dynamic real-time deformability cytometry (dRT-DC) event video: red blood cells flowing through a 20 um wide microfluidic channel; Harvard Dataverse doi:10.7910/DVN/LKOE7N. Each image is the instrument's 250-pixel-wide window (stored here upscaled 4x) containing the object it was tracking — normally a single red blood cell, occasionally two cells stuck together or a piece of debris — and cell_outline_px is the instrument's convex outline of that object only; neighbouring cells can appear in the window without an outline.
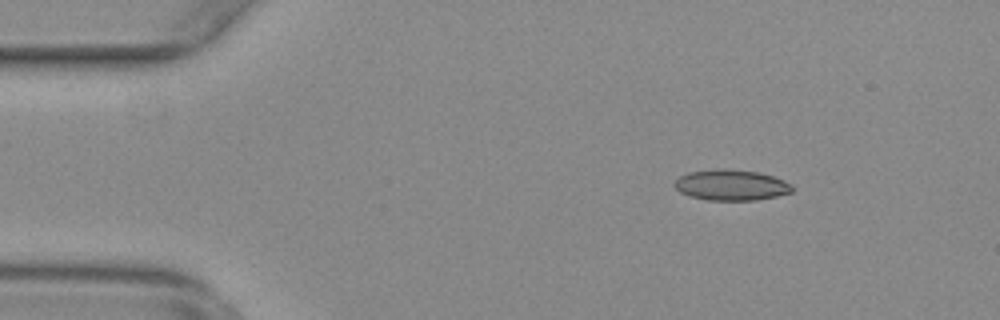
{"species": "common noctule bat (a hibernating species)", "species_latin": "Nyctalus noctula", "temperature_condition": "warm", "stored_images_in_passage": 50, "camera_frame_rate_fps": 3000, "um_per_image_px": 0.085, "animal": {"sex": "female", "body_mass_g": 29.2, "forearm_length_mm": 56.3}, "frame": {"image": 1, "passage_image": 3, "time_ms": 0.667, "image_size_px": [1000, 320], "cell_outline_px": [[792, 192], [776, 196], [756, 200], [708, 200], [688, 196], [680, 192], [672, 184], [680, 176], [688, 172], [760, 172], [784, 180], [792, 184]], "centroid_in_image_um": [62.17, 15.79], "position_along_channel_um": 22.8, "area_um2": 20.11}}
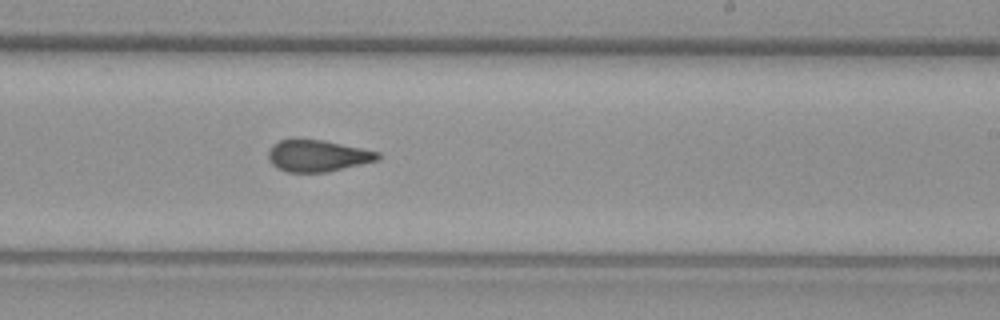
{"frame": {"image": 2, "passage_image": 28, "time_ms": 9.0, "image_size_px": [1000, 320], "cell_outline_px": [[380, 160], [328, 172], [288, 172], [276, 168], [268, 160], [268, 152], [272, 144], [280, 140], [292, 136], [324, 140], [380, 152]], "centroid_in_image_um": [26.95, 13.21], "position_along_channel_um": 262.0, "area_um2": 20.87}}
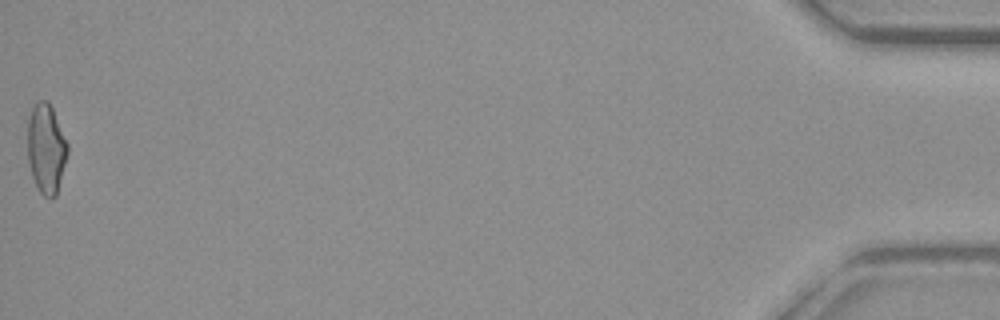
{"frame": {"image": 3, "passage_image": 50, "time_ms": 16.333, "image_size_px": [1000, 320], "cell_outline_px": [[68, 152], [56, 196], [52, 200], [44, 196], [40, 192], [32, 176], [28, 160], [28, 116], [36, 100], [48, 100], [52, 108], [68, 144]], "centroid_in_image_um": [3.92, 12.62], "position_along_channel_um": 431.3, "area_um2": 20.87}, "authors_computed_cell_mechanics": {"area_um2": 20.7791, "velocity_mm_per_s": 3.7703, "shape_relaxation_time_tau1_ms": null, "shape_relaxation_time_tau2_ms": 1.5164, "deformation_change_tau1": null, "deformation_change_tau2": 0.094}}